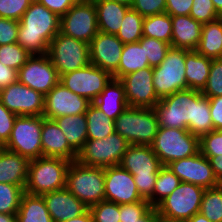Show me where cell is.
I'll list each match as a JSON object with an SVG mask.
<instances>
[{
    "instance_id": "obj_1",
    "label": "cell",
    "mask_w": 222,
    "mask_h": 222,
    "mask_svg": "<svg viewBox=\"0 0 222 222\" xmlns=\"http://www.w3.org/2000/svg\"><path fill=\"white\" fill-rule=\"evenodd\" d=\"M59 32L60 17L33 0L19 20L17 43L30 55H44Z\"/></svg>"
},
{
    "instance_id": "obj_2",
    "label": "cell",
    "mask_w": 222,
    "mask_h": 222,
    "mask_svg": "<svg viewBox=\"0 0 222 222\" xmlns=\"http://www.w3.org/2000/svg\"><path fill=\"white\" fill-rule=\"evenodd\" d=\"M119 165L133 175L140 196L148 200L153 195L157 175L163 167L152 147L129 145Z\"/></svg>"
},
{
    "instance_id": "obj_3",
    "label": "cell",
    "mask_w": 222,
    "mask_h": 222,
    "mask_svg": "<svg viewBox=\"0 0 222 222\" xmlns=\"http://www.w3.org/2000/svg\"><path fill=\"white\" fill-rule=\"evenodd\" d=\"M70 163L63 158L48 156L30 160L24 192L42 196L65 188Z\"/></svg>"
},
{
    "instance_id": "obj_4",
    "label": "cell",
    "mask_w": 222,
    "mask_h": 222,
    "mask_svg": "<svg viewBox=\"0 0 222 222\" xmlns=\"http://www.w3.org/2000/svg\"><path fill=\"white\" fill-rule=\"evenodd\" d=\"M115 132L130 145L151 146L159 123L154 108L127 107L115 120Z\"/></svg>"
},
{
    "instance_id": "obj_5",
    "label": "cell",
    "mask_w": 222,
    "mask_h": 222,
    "mask_svg": "<svg viewBox=\"0 0 222 222\" xmlns=\"http://www.w3.org/2000/svg\"><path fill=\"white\" fill-rule=\"evenodd\" d=\"M105 168L72 161L67 170L66 188L88 208L105 200Z\"/></svg>"
},
{
    "instance_id": "obj_6",
    "label": "cell",
    "mask_w": 222,
    "mask_h": 222,
    "mask_svg": "<svg viewBox=\"0 0 222 222\" xmlns=\"http://www.w3.org/2000/svg\"><path fill=\"white\" fill-rule=\"evenodd\" d=\"M151 147L163 166L200 151L199 137L179 128L159 127Z\"/></svg>"
},
{
    "instance_id": "obj_7",
    "label": "cell",
    "mask_w": 222,
    "mask_h": 222,
    "mask_svg": "<svg viewBox=\"0 0 222 222\" xmlns=\"http://www.w3.org/2000/svg\"><path fill=\"white\" fill-rule=\"evenodd\" d=\"M199 92V90L185 89L161 98L154 106L159 127L179 128L190 132V120H193L194 112V97Z\"/></svg>"
},
{
    "instance_id": "obj_8",
    "label": "cell",
    "mask_w": 222,
    "mask_h": 222,
    "mask_svg": "<svg viewBox=\"0 0 222 222\" xmlns=\"http://www.w3.org/2000/svg\"><path fill=\"white\" fill-rule=\"evenodd\" d=\"M186 49L171 47L165 59L153 67V84L161 99L176 91L188 89L186 82Z\"/></svg>"
},
{
    "instance_id": "obj_9",
    "label": "cell",
    "mask_w": 222,
    "mask_h": 222,
    "mask_svg": "<svg viewBox=\"0 0 222 222\" xmlns=\"http://www.w3.org/2000/svg\"><path fill=\"white\" fill-rule=\"evenodd\" d=\"M47 54L59 76L90 64L89 44L60 32L50 42Z\"/></svg>"
},
{
    "instance_id": "obj_10",
    "label": "cell",
    "mask_w": 222,
    "mask_h": 222,
    "mask_svg": "<svg viewBox=\"0 0 222 222\" xmlns=\"http://www.w3.org/2000/svg\"><path fill=\"white\" fill-rule=\"evenodd\" d=\"M130 144L114 132L103 139H87L77 161L85 166L107 168L119 165Z\"/></svg>"
},
{
    "instance_id": "obj_11",
    "label": "cell",
    "mask_w": 222,
    "mask_h": 222,
    "mask_svg": "<svg viewBox=\"0 0 222 222\" xmlns=\"http://www.w3.org/2000/svg\"><path fill=\"white\" fill-rule=\"evenodd\" d=\"M42 116H17L12 133L3 146L29 160L42 156Z\"/></svg>"
},
{
    "instance_id": "obj_12",
    "label": "cell",
    "mask_w": 222,
    "mask_h": 222,
    "mask_svg": "<svg viewBox=\"0 0 222 222\" xmlns=\"http://www.w3.org/2000/svg\"><path fill=\"white\" fill-rule=\"evenodd\" d=\"M99 32L97 10L93 1L78 0L60 17V33L90 44Z\"/></svg>"
},
{
    "instance_id": "obj_13",
    "label": "cell",
    "mask_w": 222,
    "mask_h": 222,
    "mask_svg": "<svg viewBox=\"0 0 222 222\" xmlns=\"http://www.w3.org/2000/svg\"><path fill=\"white\" fill-rule=\"evenodd\" d=\"M205 189L192 183L181 182L179 186L157 206L158 214L178 220H188L200 211Z\"/></svg>"
},
{
    "instance_id": "obj_14",
    "label": "cell",
    "mask_w": 222,
    "mask_h": 222,
    "mask_svg": "<svg viewBox=\"0 0 222 222\" xmlns=\"http://www.w3.org/2000/svg\"><path fill=\"white\" fill-rule=\"evenodd\" d=\"M112 78L111 73L90 63L78 70L61 75L60 83L92 103Z\"/></svg>"
},
{
    "instance_id": "obj_15",
    "label": "cell",
    "mask_w": 222,
    "mask_h": 222,
    "mask_svg": "<svg viewBox=\"0 0 222 222\" xmlns=\"http://www.w3.org/2000/svg\"><path fill=\"white\" fill-rule=\"evenodd\" d=\"M18 81L45 96L60 82V76L48 54L31 55L18 70Z\"/></svg>"
},
{
    "instance_id": "obj_16",
    "label": "cell",
    "mask_w": 222,
    "mask_h": 222,
    "mask_svg": "<svg viewBox=\"0 0 222 222\" xmlns=\"http://www.w3.org/2000/svg\"><path fill=\"white\" fill-rule=\"evenodd\" d=\"M2 104L17 116H43L45 96L19 81L0 90Z\"/></svg>"
},
{
    "instance_id": "obj_17",
    "label": "cell",
    "mask_w": 222,
    "mask_h": 222,
    "mask_svg": "<svg viewBox=\"0 0 222 222\" xmlns=\"http://www.w3.org/2000/svg\"><path fill=\"white\" fill-rule=\"evenodd\" d=\"M181 182L192 183L204 189L220 185L210 161L200 151L187 158L178 159L166 165Z\"/></svg>"
},
{
    "instance_id": "obj_18",
    "label": "cell",
    "mask_w": 222,
    "mask_h": 222,
    "mask_svg": "<svg viewBox=\"0 0 222 222\" xmlns=\"http://www.w3.org/2000/svg\"><path fill=\"white\" fill-rule=\"evenodd\" d=\"M120 80L124 85L129 107L154 108L160 101L154 89L153 67L129 73Z\"/></svg>"
},
{
    "instance_id": "obj_19",
    "label": "cell",
    "mask_w": 222,
    "mask_h": 222,
    "mask_svg": "<svg viewBox=\"0 0 222 222\" xmlns=\"http://www.w3.org/2000/svg\"><path fill=\"white\" fill-rule=\"evenodd\" d=\"M91 104L63 86L60 82L45 95L44 114L46 119H55L66 115L85 114Z\"/></svg>"
},
{
    "instance_id": "obj_20",
    "label": "cell",
    "mask_w": 222,
    "mask_h": 222,
    "mask_svg": "<svg viewBox=\"0 0 222 222\" xmlns=\"http://www.w3.org/2000/svg\"><path fill=\"white\" fill-rule=\"evenodd\" d=\"M105 201L119 205L131 204L142 200L133 175L120 165L105 168Z\"/></svg>"
},
{
    "instance_id": "obj_21",
    "label": "cell",
    "mask_w": 222,
    "mask_h": 222,
    "mask_svg": "<svg viewBox=\"0 0 222 222\" xmlns=\"http://www.w3.org/2000/svg\"><path fill=\"white\" fill-rule=\"evenodd\" d=\"M123 46L116 35L98 32L89 44L90 63L113 74L119 67Z\"/></svg>"
},
{
    "instance_id": "obj_22",
    "label": "cell",
    "mask_w": 222,
    "mask_h": 222,
    "mask_svg": "<svg viewBox=\"0 0 222 222\" xmlns=\"http://www.w3.org/2000/svg\"><path fill=\"white\" fill-rule=\"evenodd\" d=\"M43 199L54 222H64L83 214L88 207L66 187L46 193Z\"/></svg>"
},
{
    "instance_id": "obj_23",
    "label": "cell",
    "mask_w": 222,
    "mask_h": 222,
    "mask_svg": "<svg viewBox=\"0 0 222 222\" xmlns=\"http://www.w3.org/2000/svg\"><path fill=\"white\" fill-rule=\"evenodd\" d=\"M42 156L76 161L78 153L69 145L62 130L54 120L42 116Z\"/></svg>"
},
{
    "instance_id": "obj_24",
    "label": "cell",
    "mask_w": 222,
    "mask_h": 222,
    "mask_svg": "<svg viewBox=\"0 0 222 222\" xmlns=\"http://www.w3.org/2000/svg\"><path fill=\"white\" fill-rule=\"evenodd\" d=\"M172 39L171 47L186 50H196L202 31V23L190 15L171 16Z\"/></svg>"
},
{
    "instance_id": "obj_25",
    "label": "cell",
    "mask_w": 222,
    "mask_h": 222,
    "mask_svg": "<svg viewBox=\"0 0 222 222\" xmlns=\"http://www.w3.org/2000/svg\"><path fill=\"white\" fill-rule=\"evenodd\" d=\"M30 160L18 153L0 147V183H8L25 189Z\"/></svg>"
},
{
    "instance_id": "obj_26",
    "label": "cell",
    "mask_w": 222,
    "mask_h": 222,
    "mask_svg": "<svg viewBox=\"0 0 222 222\" xmlns=\"http://www.w3.org/2000/svg\"><path fill=\"white\" fill-rule=\"evenodd\" d=\"M100 111L115 120L127 107H129L125 88L120 79L112 78L104 90L92 102Z\"/></svg>"
},
{
    "instance_id": "obj_27",
    "label": "cell",
    "mask_w": 222,
    "mask_h": 222,
    "mask_svg": "<svg viewBox=\"0 0 222 222\" xmlns=\"http://www.w3.org/2000/svg\"><path fill=\"white\" fill-rule=\"evenodd\" d=\"M99 32L117 35L129 6L113 0H93Z\"/></svg>"
},
{
    "instance_id": "obj_28",
    "label": "cell",
    "mask_w": 222,
    "mask_h": 222,
    "mask_svg": "<svg viewBox=\"0 0 222 222\" xmlns=\"http://www.w3.org/2000/svg\"><path fill=\"white\" fill-rule=\"evenodd\" d=\"M212 59L196 50H186V82L188 89L202 91L206 86Z\"/></svg>"
},
{
    "instance_id": "obj_29",
    "label": "cell",
    "mask_w": 222,
    "mask_h": 222,
    "mask_svg": "<svg viewBox=\"0 0 222 222\" xmlns=\"http://www.w3.org/2000/svg\"><path fill=\"white\" fill-rule=\"evenodd\" d=\"M53 120L62 130L69 145L78 153L88 139L85 114L66 115Z\"/></svg>"
},
{
    "instance_id": "obj_30",
    "label": "cell",
    "mask_w": 222,
    "mask_h": 222,
    "mask_svg": "<svg viewBox=\"0 0 222 222\" xmlns=\"http://www.w3.org/2000/svg\"><path fill=\"white\" fill-rule=\"evenodd\" d=\"M196 51L210 59L222 58V17L202 25Z\"/></svg>"
},
{
    "instance_id": "obj_31",
    "label": "cell",
    "mask_w": 222,
    "mask_h": 222,
    "mask_svg": "<svg viewBox=\"0 0 222 222\" xmlns=\"http://www.w3.org/2000/svg\"><path fill=\"white\" fill-rule=\"evenodd\" d=\"M16 217L17 222H54L48 212L43 196L26 192L22 194Z\"/></svg>"
},
{
    "instance_id": "obj_32",
    "label": "cell",
    "mask_w": 222,
    "mask_h": 222,
    "mask_svg": "<svg viewBox=\"0 0 222 222\" xmlns=\"http://www.w3.org/2000/svg\"><path fill=\"white\" fill-rule=\"evenodd\" d=\"M150 67L145 57L144 47L140 42L127 43L123 46L122 56L118 69L112 74L113 78L121 79L123 76Z\"/></svg>"
},
{
    "instance_id": "obj_33",
    "label": "cell",
    "mask_w": 222,
    "mask_h": 222,
    "mask_svg": "<svg viewBox=\"0 0 222 222\" xmlns=\"http://www.w3.org/2000/svg\"><path fill=\"white\" fill-rule=\"evenodd\" d=\"M88 139H103L115 132L114 120L91 103L85 113Z\"/></svg>"
},
{
    "instance_id": "obj_34",
    "label": "cell",
    "mask_w": 222,
    "mask_h": 222,
    "mask_svg": "<svg viewBox=\"0 0 222 222\" xmlns=\"http://www.w3.org/2000/svg\"><path fill=\"white\" fill-rule=\"evenodd\" d=\"M213 130L209 99L200 91L194 97V112L193 120H190V133L200 138Z\"/></svg>"
},
{
    "instance_id": "obj_35",
    "label": "cell",
    "mask_w": 222,
    "mask_h": 222,
    "mask_svg": "<svg viewBox=\"0 0 222 222\" xmlns=\"http://www.w3.org/2000/svg\"><path fill=\"white\" fill-rule=\"evenodd\" d=\"M143 36L155 38L171 45L172 19L167 13L144 17Z\"/></svg>"
},
{
    "instance_id": "obj_36",
    "label": "cell",
    "mask_w": 222,
    "mask_h": 222,
    "mask_svg": "<svg viewBox=\"0 0 222 222\" xmlns=\"http://www.w3.org/2000/svg\"><path fill=\"white\" fill-rule=\"evenodd\" d=\"M181 183V180L167 166H163L157 175L153 195L148 199L152 207H156L169 196Z\"/></svg>"
},
{
    "instance_id": "obj_37",
    "label": "cell",
    "mask_w": 222,
    "mask_h": 222,
    "mask_svg": "<svg viewBox=\"0 0 222 222\" xmlns=\"http://www.w3.org/2000/svg\"><path fill=\"white\" fill-rule=\"evenodd\" d=\"M144 17L131 7L126 11L117 38L123 43L138 42L143 36Z\"/></svg>"
},
{
    "instance_id": "obj_38",
    "label": "cell",
    "mask_w": 222,
    "mask_h": 222,
    "mask_svg": "<svg viewBox=\"0 0 222 222\" xmlns=\"http://www.w3.org/2000/svg\"><path fill=\"white\" fill-rule=\"evenodd\" d=\"M199 212L211 222H222V184L205 189Z\"/></svg>"
},
{
    "instance_id": "obj_39",
    "label": "cell",
    "mask_w": 222,
    "mask_h": 222,
    "mask_svg": "<svg viewBox=\"0 0 222 222\" xmlns=\"http://www.w3.org/2000/svg\"><path fill=\"white\" fill-rule=\"evenodd\" d=\"M23 193L24 190L18 185L0 183V213L16 214Z\"/></svg>"
},
{
    "instance_id": "obj_40",
    "label": "cell",
    "mask_w": 222,
    "mask_h": 222,
    "mask_svg": "<svg viewBox=\"0 0 222 222\" xmlns=\"http://www.w3.org/2000/svg\"><path fill=\"white\" fill-rule=\"evenodd\" d=\"M139 42L141 47H144L145 57L148 58L151 67L158 66L171 48L169 43L147 36H142Z\"/></svg>"
},
{
    "instance_id": "obj_41",
    "label": "cell",
    "mask_w": 222,
    "mask_h": 222,
    "mask_svg": "<svg viewBox=\"0 0 222 222\" xmlns=\"http://www.w3.org/2000/svg\"><path fill=\"white\" fill-rule=\"evenodd\" d=\"M30 56L17 42L0 46V62L15 70H19Z\"/></svg>"
},
{
    "instance_id": "obj_42",
    "label": "cell",
    "mask_w": 222,
    "mask_h": 222,
    "mask_svg": "<svg viewBox=\"0 0 222 222\" xmlns=\"http://www.w3.org/2000/svg\"><path fill=\"white\" fill-rule=\"evenodd\" d=\"M201 93L207 98L222 96V58L212 59L207 83Z\"/></svg>"
},
{
    "instance_id": "obj_43",
    "label": "cell",
    "mask_w": 222,
    "mask_h": 222,
    "mask_svg": "<svg viewBox=\"0 0 222 222\" xmlns=\"http://www.w3.org/2000/svg\"><path fill=\"white\" fill-rule=\"evenodd\" d=\"M93 222H120V205L109 201H101L88 208Z\"/></svg>"
},
{
    "instance_id": "obj_44",
    "label": "cell",
    "mask_w": 222,
    "mask_h": 222,
    "mask_svg": "<svg viewBox=\"0 0 222 222\" xmlns=\"http://www.w3.org/2000/svg\"><path fill=\"white\" fill-rule=\"evenodd\" d=\"M189 15L202 24L221 17L217 13L212 0H193Z\"/></svg>"
},
{
    "instance_id": "obj_45",
    "label": "cell",
    "mask_w": 222,
    "mask_h": 222,
    "mask_svg": "<svg viewBox=\"0 0 222 222\" xmlns=\"http://www.w3.org/2000/svg\"><path fill=\"white\" fill-rule=\"evenodd\" d=\"M200 152L204 156L222 155V130H213L199 138Z\"/></svg>"
},
{
    "instance_id": "obj_46",
    "label": "cell",
    "mask_w": 222,
    "mask_h": 222,
    "mask_svg": "<svg viewBox=\"0 0 222 222\" xmlns=\"http://www.w3.org/2000/svg\"><path fill=\"white\" fill-rule=\"evenodd\" d=\"M33 0H0V17L19 21Z\"/></svg>"
},
{
    "instance_id": "obj_47",
    "label": "cell",
    "mask_w": 222,
    "mask_h": 222,
    "mask_svg": "<svg viewBox=\"0 0 222 222\" xmlns=\"http://www.w3.org/2000/svg\"><path fill=\"white\" fill-rule=\"evenodd\" d=\"M152 206L149 201L142 199L131 204L120 205V222L138 221Z\"/></svg>"
},
{
    "instance_id": "obj_48",
    "label": "cell",
    "mask_w": 222,
    "mask_h": 222,
    "mask_svg": "<svg viewBox=\"0 0 222 222\" xmlns=\"http://www.w3.org/2000/svg\"><path fill=\"white\" fill-rule=\"evenodd\" d=\"M131 8L143 17L164 13L166 0H134Z\"/></svg>"
},
{
    "instance_id": "obj_49",
    "label": "cell",
    "mask_w": 222,
    "mask_h": 222,
    "mask_svg": "<svg viewBox=\"0 0 222 222\" xmlns=\"http://www.w3.org/2000/svg\"><path fill=\"white\" fill-rule=\"evenodd\" d=\"M17 115L9 111L0 100V147L9 140Z\"/></svg>"
},
{
    "instance_id": "obj_50",
    "label": "cell",
    "mask_w": 222,
    "mask_h": 222,
    "mask_svg": "<svg viewBox=\"0 0 222 222\" xmlns=\"http://www.w3.org/2000/svg\"><path fill=\"white\" fill-rule=\"evenodd\" d=\"M19 21L0 17V46L17 42Z\"/></svg>"
},
{
    "instance_id": "obj_51",
    "label": "cell",
    "mask_w": 222,
    "mask_h": 222,
    "mask_svg": "<svg viewBox=\"0 0 222 222\" xmlns=\"http://www.w3.org/2000/svg\"><path fill=\"white\" fill-rule=\"evenodd\" d=\"M193 0H166L165 13L170 16L189 15Z\"/></svg>"
},
{
    "instance_id": "obj_52",
    "label": "cell",
    "mask_w": 222,
    "mask_h": 222,
    "mask_svg": "<svg viewBox=\"0 0 222 222\" xmlns=\"http://www.w3.org/2000/svg\"><path fill=\"white\" fill-rule=\"evenodd\" d=\"M59 17L63 16L78 0H37Z\"/></svg>"
},
{
    "instance_id": "obj_53",
    "label": "cell",
    "mask_w": 222,
    "mask_h": 222,
    "mask_svg": "<svg viewBox=\"0 0 222 222\" xmlns=\"http://www.w3.org/2000/svg\"><path fill=\"white\" fill-rule=\"evenodd\" d=\"M208 99L214 130H222V96H216Z\"/></svg>"
},
{
    "instance_id": "obj_54",
    "label": "cell",
    "mask_w": 222,
    "mask_h": 222,
    "mask_svg": "<svg viewBox=\"0 0 222 222\" xmlns=\"http://www.w3.org/2000/svg\"><path fill=\"white\" fill-rule=\"evenodd\" d=\"M18 81V70L4 66L0 62V90Z\"/></svg>"
},
{
    "instance_id": "obj_55",
    "label": "cell",
    "mask_w": 222,
    "mask_h": 222,
    "mask_svg": "<svg viewBox=\"0 0 222 222\" xmlns=\"http://www.w3.org/2000/svg\"><path fill=\"white\" fill-rule=\"evenodd\" d=\"M209 159L213 172L219 181L222 184V155L218 156H205Z\"/></svg>"
},
{
    "instance_id": "obj_56",
    "label": "cell",
    "mask_w": 222,
    "mask_h": 222,
    "mask_svg": "<svg viewBox=\"0 0 222 222\" xmlns=\"http://www.w3.org/2000/svg\"><path fill=\"white\" fill-rule=\"evenodd\" d=\"M158 211L156 207H151L138 221L136 222H157Z\"/></svg>"
},
{
    "instance_id": "obj_57",
    "label": "cell",
    "mask_w": 222,
    "mask_h": 222,
    "mask_svg": "<svg viewBox=\"0 0 222 222\" xmlns=\"http://www.w3.org/2000/svg\"><path fill=\"white\" fill-rule=\"evenodd\" d=\"M64 222H93V218L89 209H87L83 214Z\"/></svg>"
},
{
    "instance_id": "obj_58",
    "label": "cell",
    "mask_w": 222,
    "mask_h": 222,
    "mask_svg": "<svg viewBox=\"0 0 222 222\" xmlns=\"http://www.w3.org/2000/svg\"><path fill=\"white\" fill-rule=\"evenodd\" d=\"M185 222H211V221L208 218H206L203 214L198 212Z\"/></svg>"
},
{
    "instance_id": "obj_59",
    "label": "cell",
    "mask_w": 222,
    "mask_h": 222,
    "mask_svg": "<svg viewBox=\"0 0 222 222\" xmlns=\"http://www.w3.org/2000/svg\"><path fill=\"white\" fill-rule=\"evenodd\" d=\"M0 222H17L16 214L0 213Z\"/></svg>"
},
{
    "instance_id": "obj_60",
    "label": "cell",
    "mask_w": 222,
    "mask_h": 222,
    "mask_svg": "<svg viewBox=\"0 0 222 222\" xmlns=\"http://www.w3.org/2000/svg\"><path fill=\"white\" fill-rule=\"evenodd\" d=\"M157 222H185L184 220L171 219L160 214H157Z\"/></svg>"
},
{
    "instance_id": "obj_61",
    "label": "cell",
    "mask_w": 222,
    "mask_h": 222,
    "mask_svg": "<svg viewBox=\"0 0 222 222\" xmlns=\"http://www.w3.org/2000/svg\"><path fill=\"white\" fill-rule=\"evenodd\" d=\"M217 13L222 17V0H212Z\"/></svg>"
},
{
    "instance_id": "obj_62",
    "label": "cell",
    "mask_w": 222,
    "mask_h": 222,
    "mask_svg": "<svg viewBox=\"0 0 222 222\" xmlns=\"http://www.w3.org/2000/svg\"><path fill=\"white\" fill-rule=\"evenodd\" d=\"M113 1L125 4V5H127L129 7H131L133 2H134V0H113Z\"/></svg>"
}]
</instances>
